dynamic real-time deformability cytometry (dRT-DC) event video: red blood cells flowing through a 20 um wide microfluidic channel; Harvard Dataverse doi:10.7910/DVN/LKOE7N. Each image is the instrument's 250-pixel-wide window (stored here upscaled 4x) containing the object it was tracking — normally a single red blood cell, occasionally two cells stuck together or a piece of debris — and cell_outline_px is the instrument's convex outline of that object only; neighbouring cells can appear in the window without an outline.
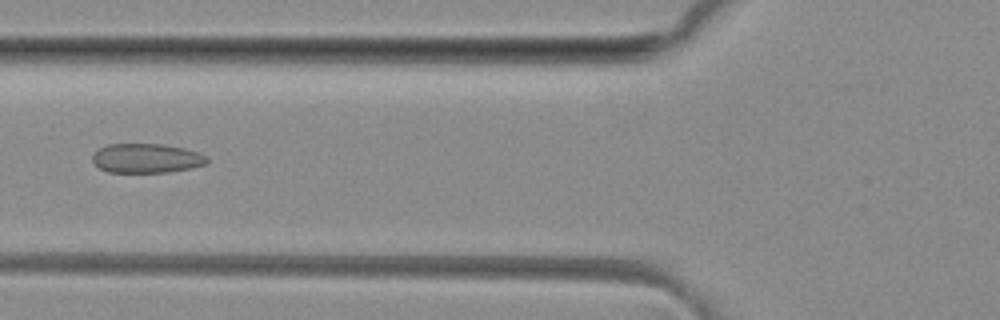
{"species": "common noctule bat (a hibernating species)", "species_latin": "Nyctalus noctula", "temperature_condition": "room temperature", "stored_images_in_passage": 50, "camera_frame_rate_fps": 3000, "um_per_image_px": 0.085, "animal": {"sex": "female", "body_mass_g": 29.2, "forearm_length_mm": 56.3}, "frame": {"image": 1, "passage_image": 19, "time_ms": 6.0, "image_size_px": [1000, 320], "cell_outline_px": [[208, 164], [192, 168], [168, 172], [108, 172], [100, 168], [92, 160], [92, 156], [100, 148], [108, 144], [164, 144], [184, 148], [208, 156]], "centroid_in_image_um": [12.49, 13.45], "position_along_channel_um": 113.3, "area_um2": 19.59}}
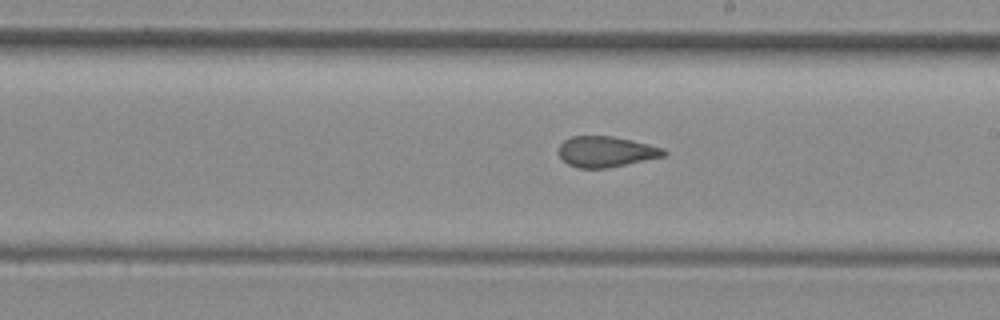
{"frame": {"image": 2, "passage_image": 28, "time_ms": 9.0, "image_size_px": [1000, 320], "cell_outline_px": [[668, 152], [664, 156], [604, 168], [580, 168], [568, 164], [560, 156], [560, 144], [564, 140], [572, 136], [612, 136], [632, 140], [664, 148]], "centroid_in_image_um": [51.52, 12.88], "position_along_channel_um": 237.5, "area_um2": 18.5}}
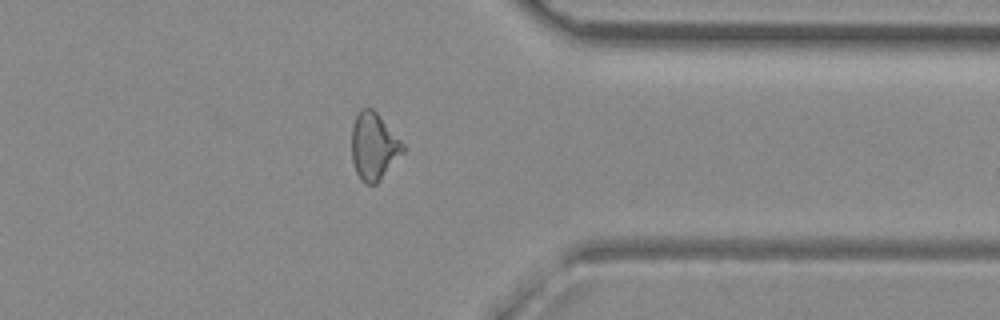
{"frame": {"image": 3, "passage_image": 39, "time_ms": 12.667, "image_size_px": [1000, 320], "cell_outline_px": [[404, 152], [380, 180], [376, 184], [368, 184], [360, 180], [356, 172], [352, 160], [352, 128], [356, 116], [360, 108], [372, 108], [376, 112], [404, 144]], "centroid_in_image_um": [31.76, 12.45], "position_along_channel_um": 379.6, "area_um2": 19.88}, "authors_computed_cell_mechanics": {"area_um2": 20.23, "velocity_mm_per_s": 4.1405, "shape_relaxation_time_tau1_ms": null, "shape_relaxation_time_tau2_ms": 2.076, "deformation_change_tau1": null, "deformation_change_tau2": 0.0985}}